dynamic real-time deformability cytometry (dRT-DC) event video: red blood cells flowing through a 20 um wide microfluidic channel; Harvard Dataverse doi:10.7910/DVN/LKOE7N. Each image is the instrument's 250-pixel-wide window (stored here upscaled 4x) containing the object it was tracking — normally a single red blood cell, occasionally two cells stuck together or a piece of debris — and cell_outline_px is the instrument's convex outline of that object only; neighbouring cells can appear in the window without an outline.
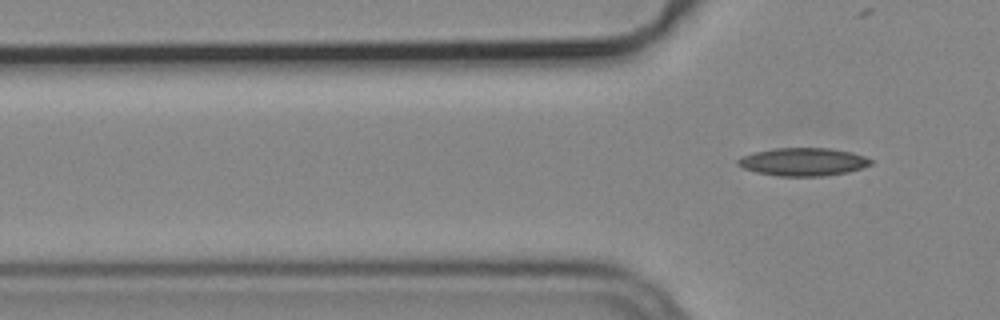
{"species": "common noctule bat (a hibernating species)", "species_latin": "Nyctalus noctula", "temperature_condition": "cold", "stored_images_in_passage": 5, "segment_of_instrument_passage": [2, 2], "camera_frame_rate_fps": 3000, "um_per_image_px": 0.085, "animal": {"sex": "male", "body_mass_g": 19.2, "forearm_length_mm": 51.8}, "frame": {"image": 1, "passage_image": 5, "time_ms": 1.333, "image_size_px": [1000, 320], "cell_outline_px": [[872, 164], [848, 172], [820, 176], [780, 176], [756, 172], [744, 168], [736, 164], [736, 160], [740, 156], [752, 152], [776, 148], [828, 148], [852, 152], [864, 156], [872, 160]], "centroid_in_image_um": [68.22, 13.75], "position_along_channel_um": 57.6, "area_um2": 21.68}}